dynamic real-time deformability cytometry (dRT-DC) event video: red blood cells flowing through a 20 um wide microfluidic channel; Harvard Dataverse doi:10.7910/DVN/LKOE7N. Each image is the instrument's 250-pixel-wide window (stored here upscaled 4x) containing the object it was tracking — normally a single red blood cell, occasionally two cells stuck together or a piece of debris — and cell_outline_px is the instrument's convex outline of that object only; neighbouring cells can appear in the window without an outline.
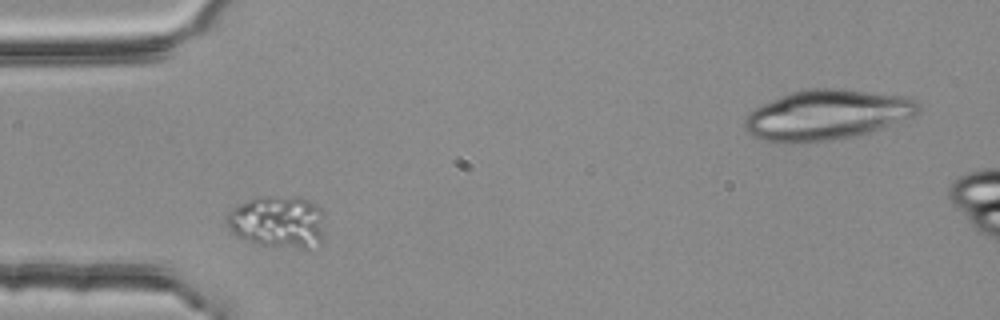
{"species": "common noctule bat (a hibernating species)", "species_latin": "Nyctalus noctula", "temperature_condition": "room temperature", "stored_images_in_passage": 4, "camera_frame_rate_fps": 3000, "um_per_image_px": 0.085, "animal": {"sex": "female", "body_mass_g": 25.1}, "frame": {"image": 1, "passage_image": 1, "time_ms": 0.0, "image_size_px": [1000, 320], "cell_outline_px": [[324, 240], [320, 244], [304, 252], [260, 244], [236, 236], [228, 228], [228, 212], [232, 208], [256, 196], [300, 196], [316, 204], [324, 212]], "centroid_in_image_um": [23.71, 18.89], "position_along_channel_um": 61.3, "area_um2": 30.98}}
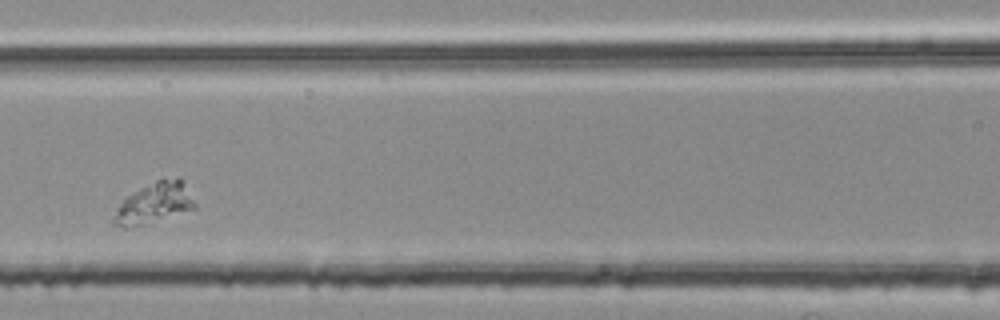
{"frame": {"image": 2, "passage_image": 3, "time_ms": 0.667, "image_size_px": [1000, 320], "cell_outline_px": [[196, 208], [144, 224], [128, 228], [124, 228], [112, 224], [112, 220], [116, 208], [128, 196], [156, 180], [180, 176], [196, 204]], "centroid_in_image_um": [13.1, 17.27], "position_along_channel_um": 153.5, "area_um2": 18.9}}
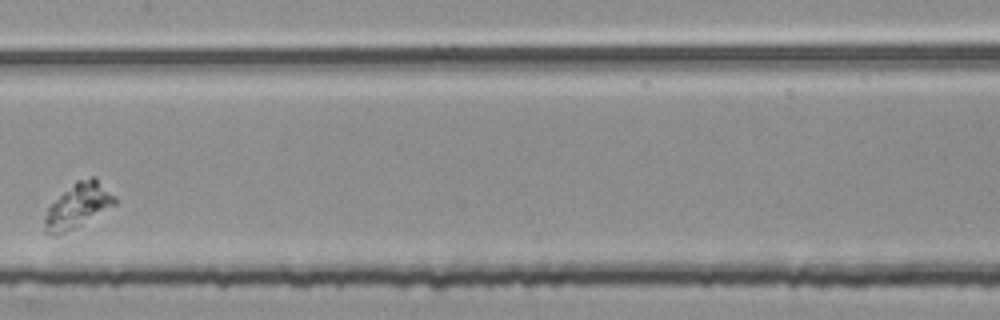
{"frame": {"image": 3, "passage_image": 4, "time_ms": 1.0, "image_size_px": [1000, 320], "cell_outline_px": [[116, 204], [72, 228], [56, 236], [52, 236], [44, 232], [44, 220], [48, 208], [76, 180], [92, 176], [96, 176], [116, 196]], "centroid_in_image_um": [6.64, 17.45], "position_along_channel_um": 200.8, "area_um2": 17.86}}